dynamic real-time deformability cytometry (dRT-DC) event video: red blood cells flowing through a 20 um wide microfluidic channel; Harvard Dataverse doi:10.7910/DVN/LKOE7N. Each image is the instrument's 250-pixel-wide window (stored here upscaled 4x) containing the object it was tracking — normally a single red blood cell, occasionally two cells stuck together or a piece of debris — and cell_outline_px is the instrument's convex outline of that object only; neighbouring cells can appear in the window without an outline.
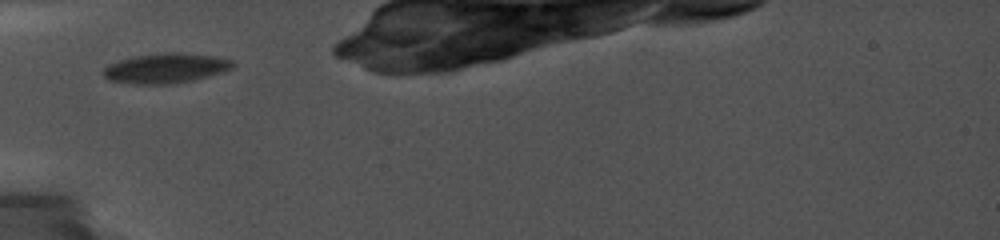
{"species": "common noctule bat (a hibernating species)", "species_latin": "Nyctalus noctula", "temperature_condition": "cold", "stored_images_in_passage": 7, "camera_frame_rate_fps": 5000, "um_per_image_px": 0.085, "animal": {"sex": "female", "body_mass_g": 19.0, "forearm_length_mm": 56.7}, "frame": {"image": 1, "passage_image": 1, "time_ms": 0.0, "image_size_px": [1000, 240], "cell_outline_px": [[236, 64], [232, 68], [224, 72], [192, 80], [172, 84], [136, 84], [108, 80], [104, 76], [104, 68], [108, 64], [132, 56], [164, 52], [176, 52], [212, 56], [236, 60]], "centroid_in_image_um": [14.11, 5.79], "position_along_channel_um": 70.9, "area_um2": 22.66}}
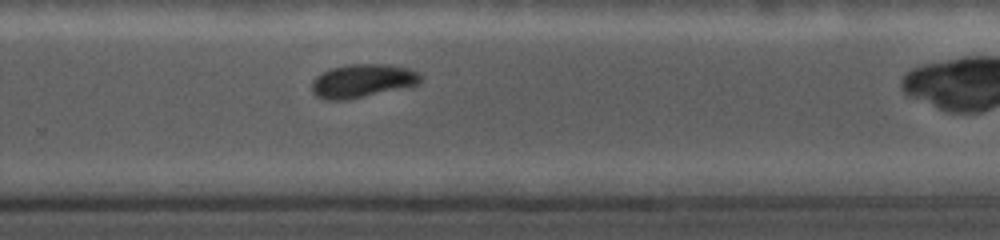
{"frame": {"image": 2, "passage_image": 7, "time_ms": 6.2, "image_size_px": [1000, 240], "cell_outline_px": [[424, 76], [416, 84], [348, 100], [328, 100], [316, 96], [312, 92], [312, 84], [316, 76], [320, 72], [332, 68], [348, 64], [388, 64], [408, 68], [420, 72]], "centroid_in_image_um": [30.78, 6.86], "position_along_channel_um": 299.0, "area_um2": 21.1}}